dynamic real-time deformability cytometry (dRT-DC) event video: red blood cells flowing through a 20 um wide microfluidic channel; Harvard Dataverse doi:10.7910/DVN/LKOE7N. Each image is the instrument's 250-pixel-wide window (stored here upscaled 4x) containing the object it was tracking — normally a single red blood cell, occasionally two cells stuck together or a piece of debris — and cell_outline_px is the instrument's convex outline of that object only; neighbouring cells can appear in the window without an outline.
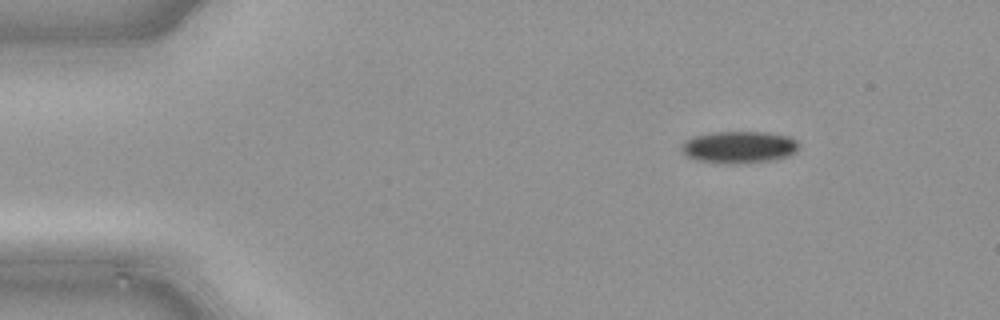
{"species": "common noctule bat (a hibernating species)", "species_latin": "Nyctalus noctula", "temperature_condition": "cold", "stored_images_in_passage": 42, "camera_frame_rate_fps": 3000, "um_per_image_px": 0.085, "animal": {"sex": "male", "body_mass_g": 21.5, "forearm_length_mm": 52.0}, "frame": {"image": 1, "passage_image": 1, "time_ms": 0.0, "image_size_px": [1000, 320], "cell_outline_px": [[796, 152], [788, 156], [768, 160], [700, 160], [688, 156], [684, 152], [684, 140], [696, 136], [712, 132], [768, 132], [788, 136], [796, 140]], "centroid_in_image_um": [62.87, 12.43], "position_along_channel_um": 22.1, "area_um2": 20.29}}
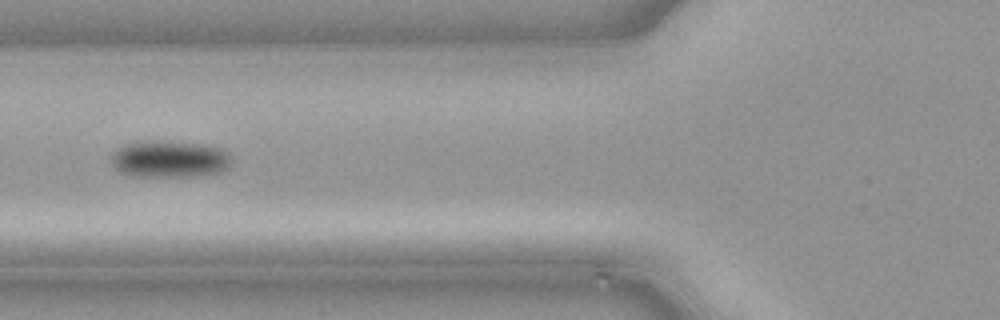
{"frame": {"image": 2, "passage_image": 13, "time_ms": 4.0, "image_size_px": [1000, 320], "cell_outline_px": [[232, 164], [228, 168], [220, 172], [204, 176], [132, 176], [120, 172], [108, 160], [116, 148], [124, 144], [136, 140], [172, 140], [204, 144], [220, 148], [228, 152], [232, 160]], "centroid_in_image_um": [14.4, 13.49], "position_along_channel_um": 111.4, "area_um2": 26.82}}
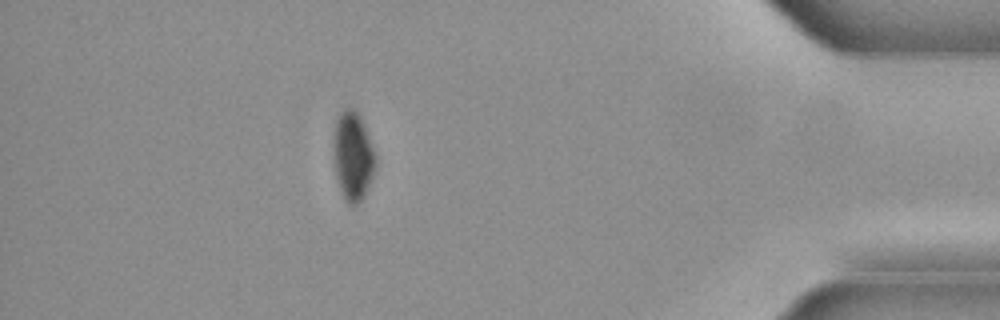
{"frame": {"image": 3, "passage_image": 37, "time_ms": 12.0, "image_size_px": [1000, 320], "cell_outline_px": [[376, 168], [364, 196], [356, 204], [348, 204], [340, 188], [336, 176], [336, 120], [340, 112], [344, 108], [352, 108], [360, 116], [364, 124], [376, 152]], "centroid_in_image_um": [30.06, 13.26], "position_along_channel_um": 405.1, "area_um2": 21.04}}